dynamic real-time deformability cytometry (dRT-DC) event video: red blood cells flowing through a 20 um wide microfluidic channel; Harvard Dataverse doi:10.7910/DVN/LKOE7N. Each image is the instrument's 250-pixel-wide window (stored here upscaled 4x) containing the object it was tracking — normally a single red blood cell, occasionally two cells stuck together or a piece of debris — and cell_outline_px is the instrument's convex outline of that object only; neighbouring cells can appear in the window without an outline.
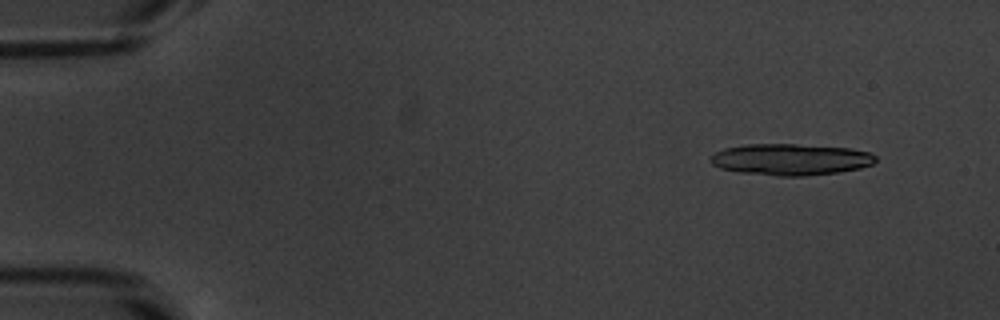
{"species": "common noctule bat (a hibernating species)", "species_latin": "Nyctalus noctula", "temperature_condition": "warm", "stored_images_in_passage": 20, "camera_frame_rate_fps": 3000, "um_per_image_px": 0.085, "animal": {"sex": "male", "body_mass_g": 20.1, "forearm_length_mm": 53.5}, "frame": {"image": 1, "passage_image": 5, "time_ms": 1.333, "image_size_px": [1000, 320], "cell_outline_px": [[876, 160], [872, 164], [860, 168], [840, 172], [804, 176], [776, 176], [736, 172], [720, 168], [712, 164], [712, 156], [716, 152], [724, 148], [744, 144], [796, 144], [848, 148], [872, 152], [876, 156]], "centroid_in_image_um": [67.21, 13.55], "position_along_channel_um": 17.8, "area_um2": 30.4}}